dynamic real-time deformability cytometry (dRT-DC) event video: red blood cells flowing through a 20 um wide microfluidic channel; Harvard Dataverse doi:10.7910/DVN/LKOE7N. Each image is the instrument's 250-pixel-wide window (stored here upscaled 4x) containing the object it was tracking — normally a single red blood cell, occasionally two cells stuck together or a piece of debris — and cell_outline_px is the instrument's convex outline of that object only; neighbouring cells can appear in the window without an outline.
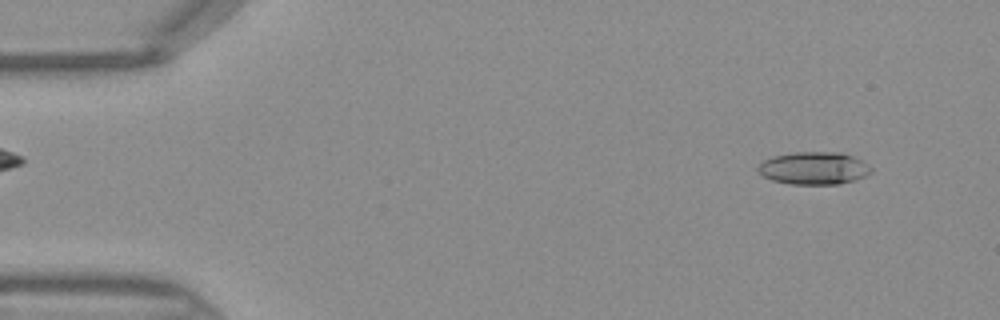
{"species": "Egyptian fruit bat (a non-hibernating species)", "species_latin": "Rousettus aegyptiacus", "temperature_condition": "warm", "stored_images_in_passage": 44, "camera_frame_rate_fps": 3000, "um_per_image_px": 0.085, "frame": {"image": 1, "passage_image": 3, "time_ms": 0.667, "image_size_px": [1000, 320], "cell_outline_px": [[872, 172], [856, 180], [840, 184], [788, 184], [772, 180], [764, 176], [756, 168], [764, 160], [772, 156], [796, 152], [840, 152], [852, 156], [868, 164], [872, 168]], "centroid_in_image_um": [69.19, 14.3], "position_along_channel_um": 15.8, "area_um2": 21.5}}
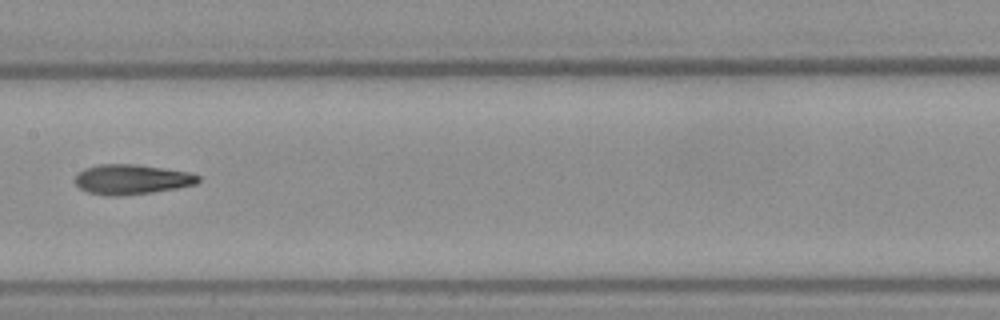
{"frame": {"image": 2, "passage_image": 22, "time_ms": 7.0, "image_size_px": [1000, 320], "cell_outline_px": [[200, 180], [196, 184], [176, 188], [152, 192], [120, 196], [108, 196], [88, 192], [80, 188], [72, 180], [84, 168], [100, 164], [132, 164], [192, 172], [200, 176]], "centroid_in_image_um": [11.19, 15.25], "position_along_channel_um": 196.2, "area_um2": 21.5}}
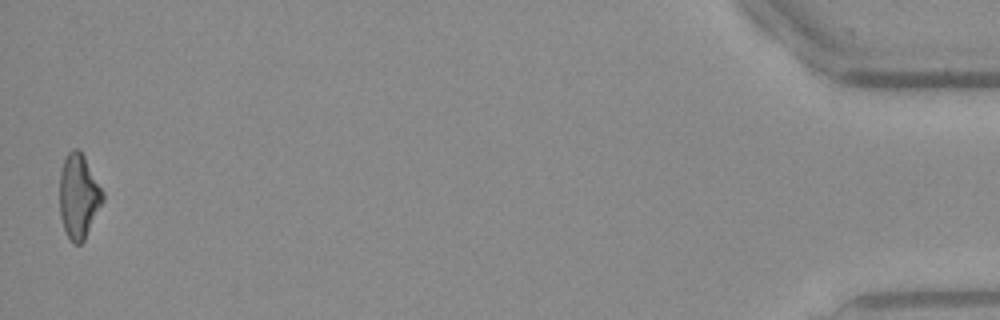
{"frame": {"image": 3, "passage_image": 44, "time_ms": 14.333, "image_size_px": [1000, 320], "cell_outline_px": [[104, 200], [84, 240], [80, 244], [72, 244], [64, 228], [60, 216], [60, 172], [64, 160], [68, 152], [72, 148], [76, 148], [84, 156], [104, 192]], "centroid_in_image_um": [6.69, 16.68], "position_along_channel_um": 428.5, "area_um2": 21.1}}